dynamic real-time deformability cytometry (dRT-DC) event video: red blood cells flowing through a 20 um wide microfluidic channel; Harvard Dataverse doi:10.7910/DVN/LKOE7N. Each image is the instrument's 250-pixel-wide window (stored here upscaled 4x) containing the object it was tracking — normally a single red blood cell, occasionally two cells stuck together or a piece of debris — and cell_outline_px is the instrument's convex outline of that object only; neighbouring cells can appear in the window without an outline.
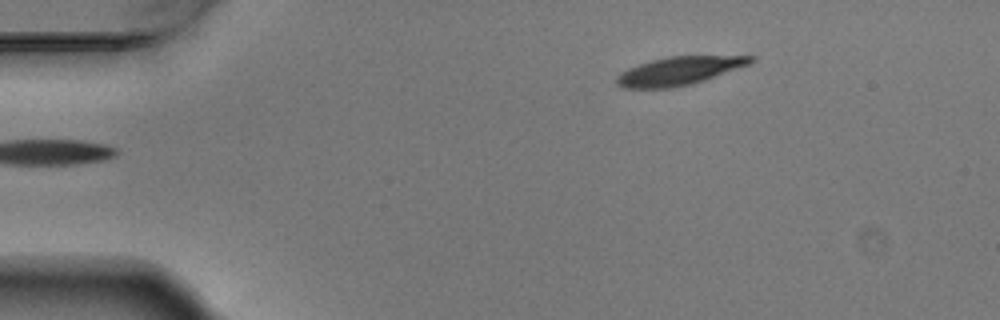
{"species": "Egyptian fruit bat (a non-hibernating species)", "species_latin": "Rousettus aegyptiacus", "temperature_condition": "warm", "stored_images_in_passage": 4, "camera_frame_rate_fps": 3000, "um_per_image_px": 0.085, "animal": {"sex": "male"}, "frame": {"image": 1, "passage_image": 4, "time_ms": 1.0, "image_size_px": [1000, 320], "cell_outline_px": [[756, 60], [752, 64], [704, 80], [672, 88], [624, 88], [616, 84], [616, 76], [620, 72], [628, 68], [652, 60], [668, 56], [756, 56]], "centroid_in_image_um": [57.75, 6.02], "position_along_channel_um": 27.3, "area_um2": 22.08}}